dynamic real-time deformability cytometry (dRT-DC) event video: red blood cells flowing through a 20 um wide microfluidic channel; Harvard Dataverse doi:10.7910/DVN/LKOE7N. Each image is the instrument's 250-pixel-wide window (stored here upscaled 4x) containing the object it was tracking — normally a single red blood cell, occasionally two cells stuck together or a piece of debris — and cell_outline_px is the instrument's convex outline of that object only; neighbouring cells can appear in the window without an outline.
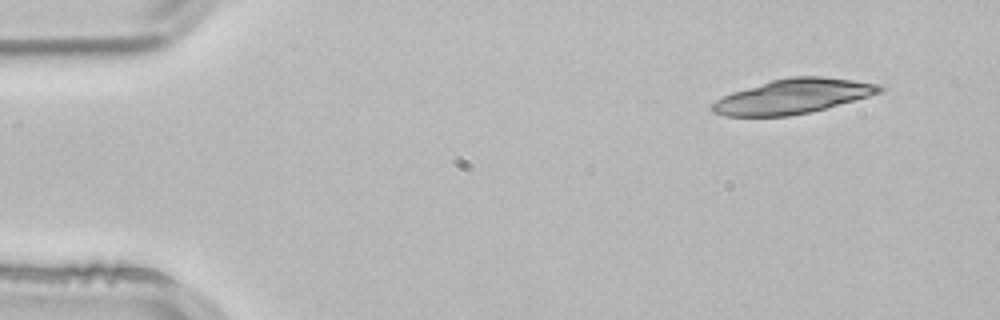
{"species": "common noctule bat (a hibernating species)", "species_latin": "Nyctalus noctula", "temperature_condition": "room temperature", "stored_images_in_passage": 3, "camera_frame_rate_fps": 3000, "um_per_image_px": 0.085, "animal": {"sex": "male", "body_mass_g": 21.5, "forearm_length_mm": 52.0}, "frame": {"image": 1, "passage_image": 1, "time_ms": 0.0, "image_size_px": [1000, 320], "cell_outline_px": [[884, 88], [880, 92], [868, 96], [812, 112], [788, 116], [724, 116], [712, 112], [712, 104], [716, 100], [732, 92], [772, 80], [792, 76], [820, 76], [852, 80], [880, 84]], "centroid_in_image_um": [67.39, 8.19], "position_along_channel_um": 17.6, "area_um2": 33.47}}